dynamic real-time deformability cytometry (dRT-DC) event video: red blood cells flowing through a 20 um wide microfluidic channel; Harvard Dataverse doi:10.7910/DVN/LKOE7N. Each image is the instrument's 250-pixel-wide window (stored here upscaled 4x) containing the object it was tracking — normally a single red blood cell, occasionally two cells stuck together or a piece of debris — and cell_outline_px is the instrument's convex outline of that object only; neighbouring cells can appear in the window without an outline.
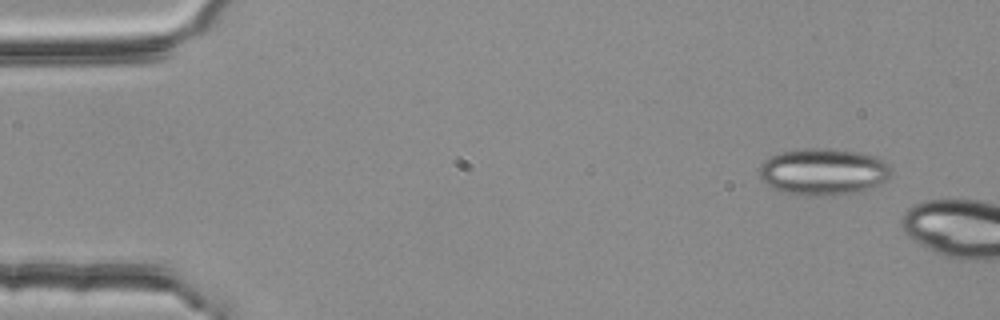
{"species": "common noctule bat (a hibernating species)", "species_latin": "Nyctalus noctula", "temperature_condition": "room temperature", "stored_images_in_passage": 5, "camera_frame_rate_fps": 3000, "um_per_image_px": 0.085, "animal": {"sex": "female", "body_mass_g": 25.1}, "frame": {"image": 1, "passage_image": 1, "time_ms": 0.0, "image_size_px": [1000, 320], "cell_outline_px": [[892, 168], [888, 180], [860, 192], [832, 196], [804, 196], [784, 192], [764, 184], [760, 180], [760, 164], [764, 160], [772, 156], [784, 152], [804, 148], [820, 148], [860, 152], [876, 156], [884, 160]], "centroid_in_image_um": [70.0, 14.61], "position_along_channel_um": 15.0, "area_um2": 36.3}}